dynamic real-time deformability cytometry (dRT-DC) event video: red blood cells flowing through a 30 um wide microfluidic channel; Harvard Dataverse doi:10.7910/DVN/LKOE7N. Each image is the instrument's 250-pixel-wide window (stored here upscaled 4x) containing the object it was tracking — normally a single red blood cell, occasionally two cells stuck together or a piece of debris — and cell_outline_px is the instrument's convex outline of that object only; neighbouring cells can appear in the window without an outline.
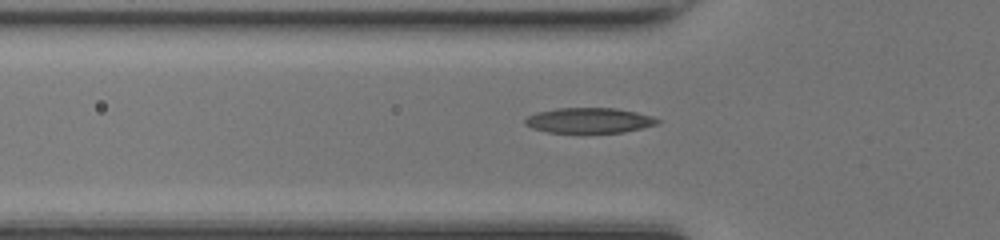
{"species": "common noctule bat (a hibernating species)", "species_latin": "Nyctalus noctula", "temperature_condition": "room temperature", "stored_images_in_passage": 42, "camera_frame_rate_fps": 3000, "um_per_image_px": 0.085, "animal": {"sex": "female", "body_mass_g": 17.0, "forearm_length_mm": 48.0}, "frame": {"image": 1, "passage_image": 16, "time_ms": 5.0, "image_size_px": [1000, 240], "cell_outline_px": [[660, 120], [656, 124], [624, 132], [548, 132], [532, 128], [524, 124], [524, 120], [528, 116], [536, 112], [556, 108], [616, 108], [636, 112], [652, 116]], "centroid_in_image_um": [50.04, 10.22], "position_along_channel_um": 75.8, "area_um2": 19.31}}
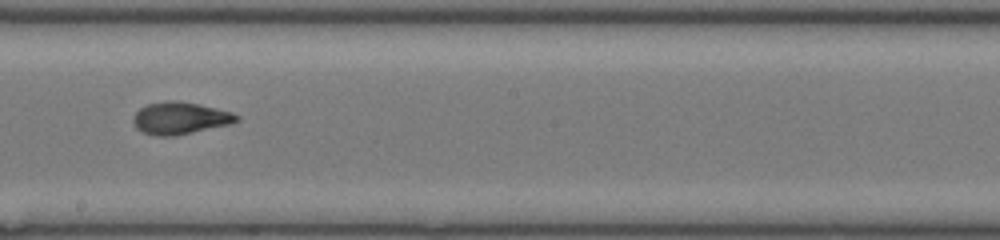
{"frame": {"image": 2, "passage_image": 27, "time_ms": 8.667, "image_size_px": [1000, 240], "cell_outline_px": [[240, 120], [232, 124], [176, 136], [156, 136], [144, 132], [136, 128], [132, 120], [132, 116], [140, 108], [148, 104], [168, 100], [176, 100], [200, 104], [232, 112], [240, 116]], "centroid_in_image_um": [15.33, 10.04], "position_along_channel_um": 232.9, "area_um2": 19.65}}
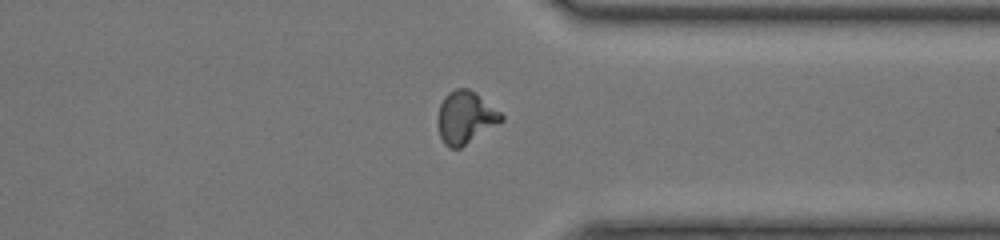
{"frame": {"image": 3, "passage_image": 37, "time_ms": 12.0, "image_size_px": [1000, 240], "cell_outline_px": [[504, 120], [460, 148], [448, 148], [444, 144], [440, 136], [436, 124], [436, 120], [440, 104], [444, 96], [448, 92], [456, 88], [468, 88], [476, 92], [500, 112], [504, 116]], "centroid_in_image_um": [39.53, 9.97], "position_along_channel_um": 371.9, "area_um2": 19.59}}